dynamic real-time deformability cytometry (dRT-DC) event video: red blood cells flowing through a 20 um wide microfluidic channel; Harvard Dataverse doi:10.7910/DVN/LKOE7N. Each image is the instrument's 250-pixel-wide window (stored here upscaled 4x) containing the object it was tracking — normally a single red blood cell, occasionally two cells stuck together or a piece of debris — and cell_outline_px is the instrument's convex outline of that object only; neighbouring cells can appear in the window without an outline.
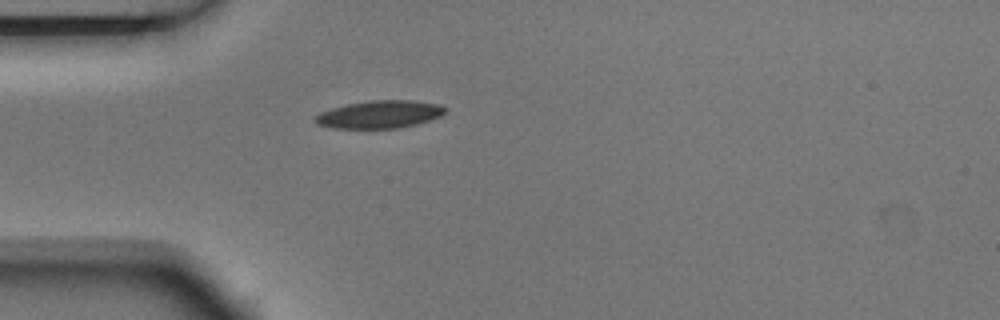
{"species": "Egyptian fruit bat (a non-hibernating species)", "species_latin": "Rousettus aegyptiacus", "temperature_condition": "room temperature", "stored_images_in_passage": 1, "camera_frame_rate_fps": 3000, "um_per_image_px": 0.085, "animal": {"sex": "male"}, "frame": {"image": 1, "passage_image": 1, "time_ms": 0.0, "image_size_px": [1000, 320], "cell_outline_px": [[448, 108], [440, 116], [416, 124], [400, 128], [332, 128], [316, 124], [312, 120], [320, 112], [332, 108], [348, 104], [368, 100], [412, 100], [436, 104]], "centroid_in_image_um": [32.23, 9.72], "position_along_channel_um": 52.8, "area_um2": 20.92}}